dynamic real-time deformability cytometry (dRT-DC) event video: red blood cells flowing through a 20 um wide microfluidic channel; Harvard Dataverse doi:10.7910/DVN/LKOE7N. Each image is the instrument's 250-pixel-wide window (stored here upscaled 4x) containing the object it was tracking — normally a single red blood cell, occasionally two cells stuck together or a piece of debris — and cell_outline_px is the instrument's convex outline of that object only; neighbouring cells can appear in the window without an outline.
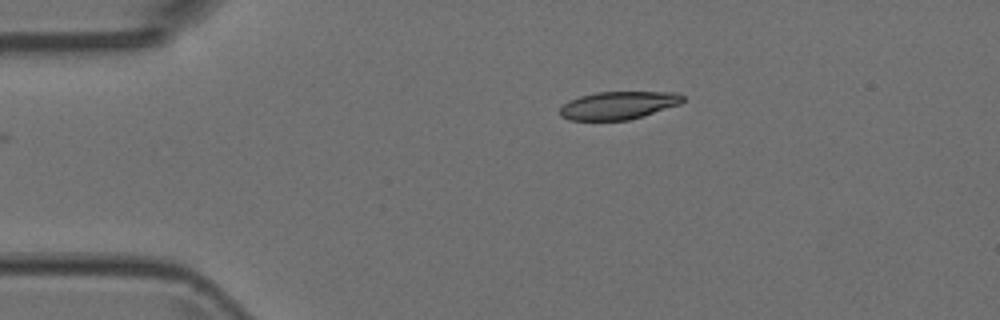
{"species": "Egyptian fruit bat (a non-hibernating species)", "species_latin": "Rousettus aegyptiacus", "temperature_condition": "room temperature", "stored_images_in_passage": 38, "camera_frame_rate_fps": 3000, "um_per_image_px": 0.085, "animal": {"sex": "female"}, "frame": {"image": 1, "passage_image": 1, "time_ms": 0.0, "image_size_px": [1000, 320], "cell_outline_px": [[684, 100], [680, 104], [628, 120], [568, 120], [560, 116], [560, 108], [568, 100], [580, 96], [596, 92], [676, 92], [684, 96]], "centroid_in_image_um": [52.53, 8.95], "position_along_channel_um": 32.5, "area_um2": 19.88}}
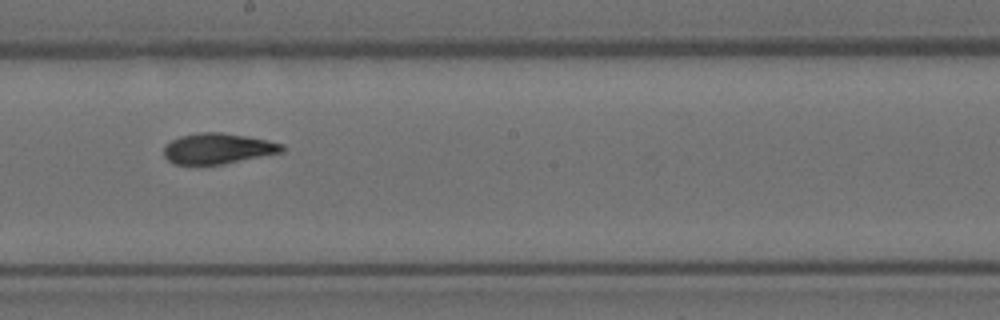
{"frame": {"image": 2, "passage_image": 20, "time_ms": 6.333, "image_size_px": [1000, 320], "cell_outline_px": [[284, 152], [220, 164], [172, 164], [164, 156], [164, 148], [172, 140], [180, 136], [200, 132], [220, 132], [244, 136], [284, 144]], "centroid_in_image_um": [18.5, 12.63], "position_along_channel_um": 229.7, "area_um2": 20.75}}
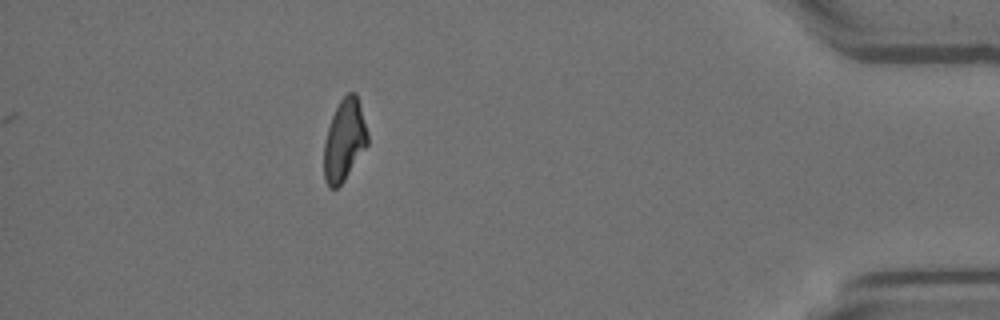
{"frame": {"image": 3, "passage_image": 38, "time_ms": 12.333, "image_size_px": [1000, 320], "cell_outline_px": [[368, 144], [344, 180], [336, 188], [328, 188], [324, 180], [324, 144], [328, 128], [332, 116], [340, 100], [348, 92], [356, 92], [368, 132]], "centroid_in_image_um": [29.27, 11.92], "position_along_channel_um": 405.9, "area_um2": 20.63}}